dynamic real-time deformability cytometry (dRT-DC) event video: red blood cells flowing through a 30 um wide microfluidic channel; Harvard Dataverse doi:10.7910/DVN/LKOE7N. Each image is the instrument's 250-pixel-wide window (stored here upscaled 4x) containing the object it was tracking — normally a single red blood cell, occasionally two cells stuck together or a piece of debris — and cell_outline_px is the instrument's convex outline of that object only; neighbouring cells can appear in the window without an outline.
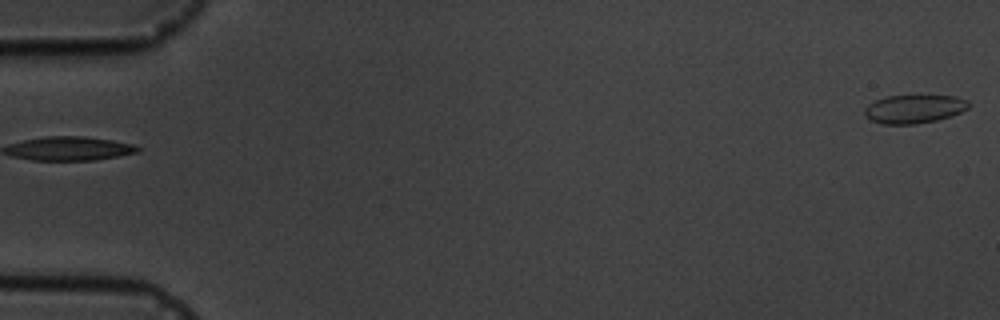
{"species": "common noctule bat (a hibernating species)", "species_latin": "Nyctalus noctula", "temperature_condition": "cold", "stored_images_in_passage": 4, "segment_of_instrument_passage": [2, 2], "camera_frame_rate_fps": 3000, "um_per_image_px": 0.085, "animal": {"sex": "male", "body_mass_g": 19.5, "forearm_length_mm": 54.6}, "frame": {"image": 1, "passage_image": 4, "time_ms": 3.667, "image_size_px": [1000, 320], "cell_outline_px": [[972, 104], [968, 108], [960, 112], [936, 120], [916, 124], [880, 124], [864, 116], [864, 108], [868, 104], [876, 100], [888, 96], [916, 92], [956, 96], [968, 100]], "centroid_in_image_um": [77.72, 9.2], "position_along_channel_um": 7.3, "area_um2": 18.21}}